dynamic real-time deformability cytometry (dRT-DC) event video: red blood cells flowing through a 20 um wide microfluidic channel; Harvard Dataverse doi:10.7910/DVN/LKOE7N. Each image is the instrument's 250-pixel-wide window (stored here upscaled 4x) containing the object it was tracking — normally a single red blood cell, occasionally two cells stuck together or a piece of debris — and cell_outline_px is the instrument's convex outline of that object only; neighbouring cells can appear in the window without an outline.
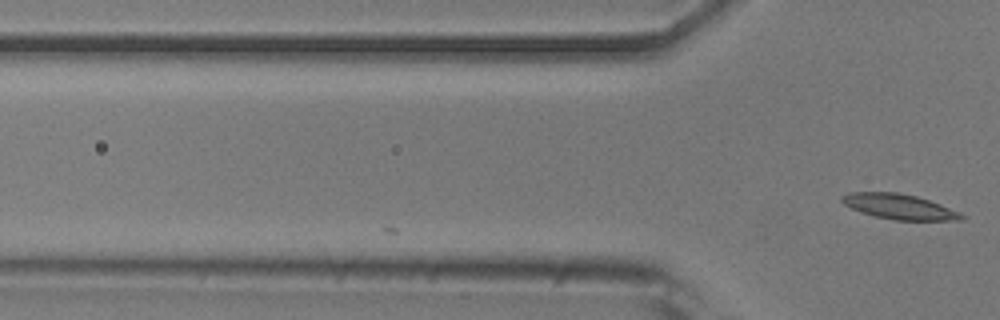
{"species": "common noctule bat (a hibernating species)", "species_latin": "Nyctalus noctula", "temperature_condition": "room temperature", "stored_images_in_passage": 4, "camera_frame_rate_fps": 3000, "um_per_image_px": 0.085, "animal": {"sex": "male", "body_mass_g": 20.5, "forearm_length_mm": 52.5}, "frame": {"image": 1, "passage_image": 4, "time_ms": 1.0, "image_size_px": [1000, 320], "cell_outline_px": [[964, 220], [896, 220], [876, 216], [860, 212], [844, 204], [840, 200], [840, 196], [848, 192], [896, 192], [916, 196], [940, 204], [960, 212], [964, 216]], "centroid_in_image_um": [76.41, 17.56], "position_along_channel_um": 49.4, "area_um2": 17.46}}